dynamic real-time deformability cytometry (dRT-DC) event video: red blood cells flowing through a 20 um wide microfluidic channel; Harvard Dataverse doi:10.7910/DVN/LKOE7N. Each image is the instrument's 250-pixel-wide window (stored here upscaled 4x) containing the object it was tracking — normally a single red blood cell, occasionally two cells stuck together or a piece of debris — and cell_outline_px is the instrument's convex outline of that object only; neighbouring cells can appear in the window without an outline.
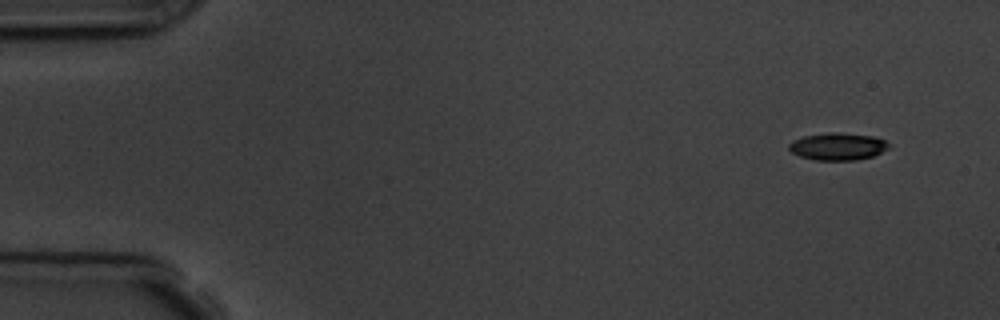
{"species": "common noctule bat (a hibernating species)", "species_latin": "Nyctalus noctula", "temperature_condition": "room temperature", "stored_images_in_passage": 5, "camera_frame_rate_fps": 3000, "um_per_image_px": 0.085, "animal": {"sex": "male", "body_mass_g": 19.5, "forearm_length_mm": 54.6}, "frame": {"image": 1, "passage_image": 1, "time_ms": 0.0, "image_size_px": [1000, 320], "cell_outline_px": [[892, 144], [888, 148], [872, 156], [856, 160], [816, 160], [800, 156], [792, 152], [788, 148], [788, 144], [792, 140], [804, 136], [828, 132], [840, 132], [872, 136], [884, 140]], "centroid_in_image_um": [71.2, 12.44], "position_along_channel_um": 13.8, "area_um2": 15.9}}
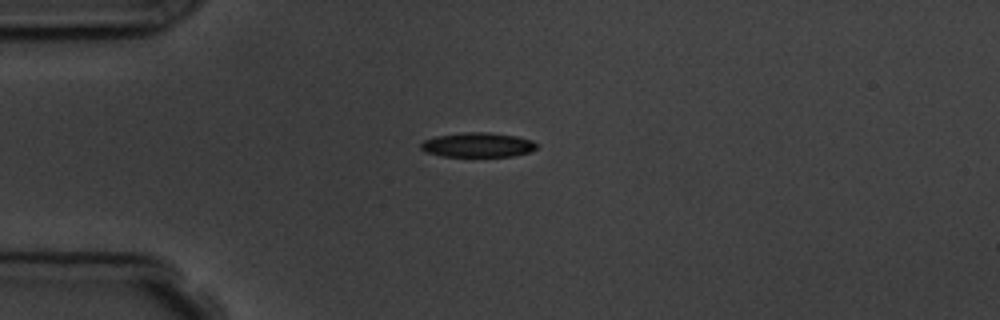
{"frame": {"image": 2, "passage_image": 4, "time_ms": 3.333, "image_size_px": [1000, 320], "cell_outline_px": [[536, 148], [528, 152], [512, 156], [444, 156], [424, 152], [420, 148], [420, 144], [424, 140], [436, 136], [464, 132], [488, 132], [516, 136], [532, 140], [536, 144]], "centroid_in_image_um": [40.57, 12.31], "position_along_channel_um": 44.4, "area_um2": 16.47}}